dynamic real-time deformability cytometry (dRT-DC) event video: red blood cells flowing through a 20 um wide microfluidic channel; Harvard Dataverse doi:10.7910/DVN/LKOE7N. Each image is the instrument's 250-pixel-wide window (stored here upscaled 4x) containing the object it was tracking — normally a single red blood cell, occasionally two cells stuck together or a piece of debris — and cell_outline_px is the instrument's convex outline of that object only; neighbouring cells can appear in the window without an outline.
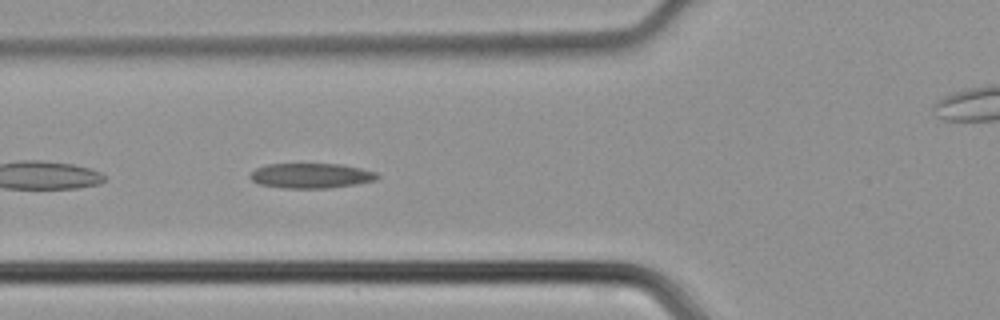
{"species": "common noctule bat (a hibernating species)", "species_latin": "Nyctalus noctula", "temperature_condition": "cold", "stored_images_in_passage": 35, "camera_frame_rate_fps": 3000, "um_per_image_px": 0.085, "animal": {"sex": "male", "body_mass_g": 21.5, "forearm_length_mm": 52.0}, "frame": {"image": 1, "passage_image": 4, "time_ms": 1.0, "image_size_px": [1000, 320], "cell_outline_px": [[380, 176], [376, 180], [356, 184], [328, 188], [284, 188], [260, 184], [252, 180], [248, 176], [256, 168], [268, 164], [340, 164], [360, 168], [376, 172]], "centroid_in_image_um": [26.45, 14.93], "position_along_channel_um": 99.4, "area_um2": 18.44}}
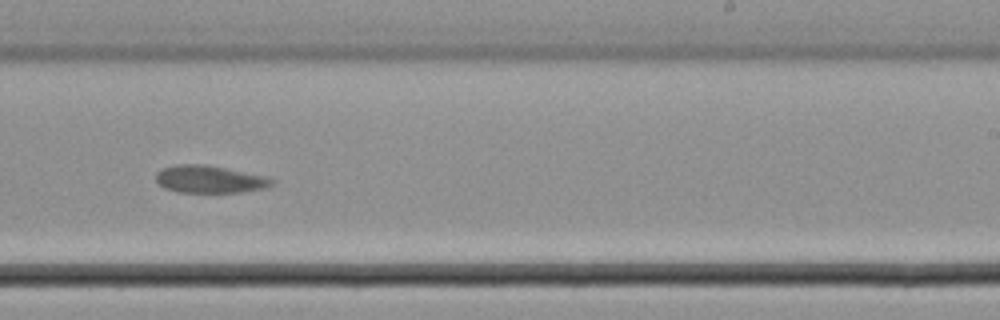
{"frame": {"image": 2, "passage_image": 16, "time_ms": 5.0, "image_size_px": [1000, 320], "cell_outline_px": [[276, 180], [272, 184], [260, 188], [240, 192], [176, 192], [164, 188], [156, 180], [156, 172], [164, 168], [176, 164], [204, 164], [264, 176]], "centroid_in_image_um": [17.75, 15.23], "position_along_channel_um": 271.2, "area_um2": 18.21}}
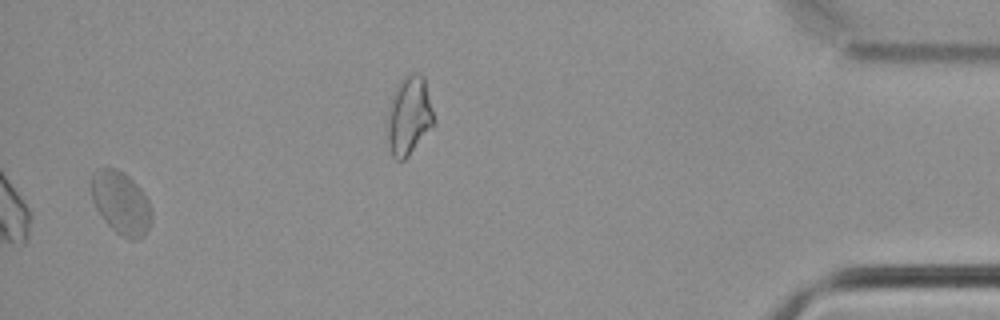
{"frame": {"image": 3, "passage_image": 33, "time_ms": 10.667, "image_size_px": [1000, 320], "cell_outline_px": [[152, 220], [148, 228], [136, 240], [132, 240], [120, 236], [104, 220], [96, 208], [92, 200], [92, 172], [96, 168], [116, 168], [124, 172], [144, 192], [152, 208]], "centroid_in_image_um": [10.29, 17.22], "position_along_channel_um": 424.9, "area_um2": 22.08}}